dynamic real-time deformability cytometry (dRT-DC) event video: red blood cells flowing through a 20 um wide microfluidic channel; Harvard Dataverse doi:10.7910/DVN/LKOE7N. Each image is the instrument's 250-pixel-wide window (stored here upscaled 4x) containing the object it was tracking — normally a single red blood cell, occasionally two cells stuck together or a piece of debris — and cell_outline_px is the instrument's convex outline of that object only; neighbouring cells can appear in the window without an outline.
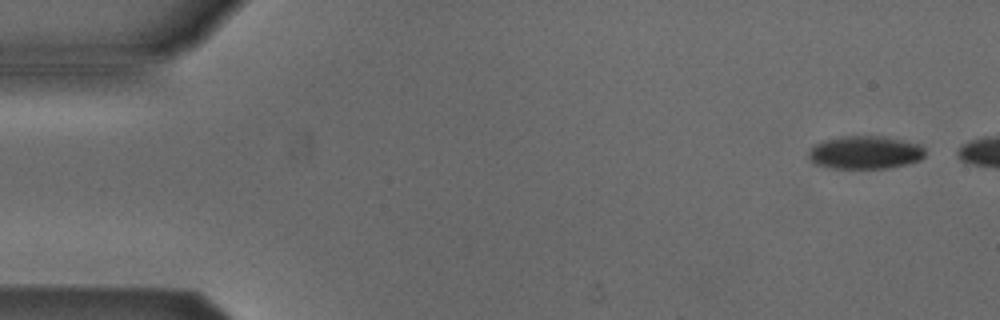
{"species": "Egyptian fruit bat (a non-hibernating species)", "species_latin": "Rousettus aegyptiacus", "temperature_condition": "cold", "stored_images_in_passage": 3, "camera_frame_rate_fps": 3000, "um_per_image_px": 0.085, "animal": {"sex": "male"}, "frame": {"image": 1, "passage_image": 1, "time_ms": 0.0, "image_size_px": [1000, 320], "cell_outline_px": [[924, 156], [920, 160], [908, 164], [888, 168], [828, 168], [812, 164], [808, 160], [808, 152], [816, 144], [824, 140], [844, 136], [884, 136], [920, 144], [924, 148]], "centroid_in_image_um": [73.51, 12.97], "position_along_channel_um": 11.5, "area_um2": 22.66}}